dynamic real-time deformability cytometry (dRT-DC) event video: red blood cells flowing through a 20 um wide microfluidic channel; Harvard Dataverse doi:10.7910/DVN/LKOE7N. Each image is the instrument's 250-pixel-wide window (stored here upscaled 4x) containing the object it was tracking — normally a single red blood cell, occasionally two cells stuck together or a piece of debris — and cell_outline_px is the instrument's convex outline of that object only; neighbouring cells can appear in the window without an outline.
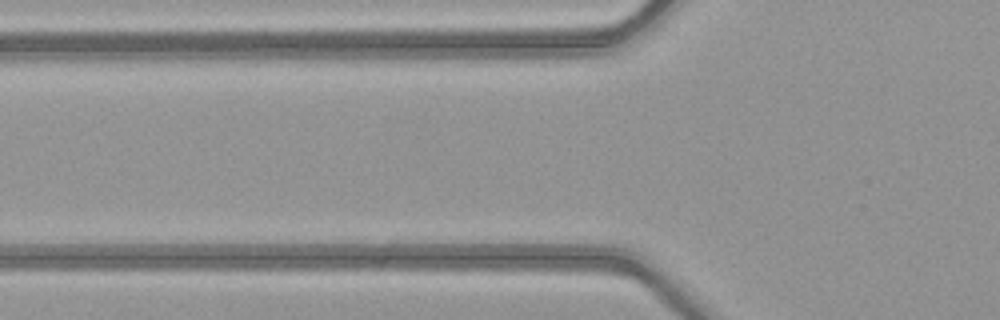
{"species": "common noctule bat (a hibernating species)", "species_latin": "Nyctalus noctula", "temperature_condition": "warm", "stored_images_in_passage": 5, "camera_frame_rate_fps": 3000, "um_per_image_px": 0.085, "animal": {"sex": "female", "body_mass_g": 21.9}, "frame": {"image": 1, "passage_image": 5, "time_ms": 1.333, "image_size_px": [1000, 320], "cell_outline_px": [[580, 28], [556, 44], [396, 44], [392, 40], [392, 32], [400, 28]], "centroid_in_image_um": [40.87, 3.05], "position_along_channel_um": 84.9, "area_um2": 20.17}}